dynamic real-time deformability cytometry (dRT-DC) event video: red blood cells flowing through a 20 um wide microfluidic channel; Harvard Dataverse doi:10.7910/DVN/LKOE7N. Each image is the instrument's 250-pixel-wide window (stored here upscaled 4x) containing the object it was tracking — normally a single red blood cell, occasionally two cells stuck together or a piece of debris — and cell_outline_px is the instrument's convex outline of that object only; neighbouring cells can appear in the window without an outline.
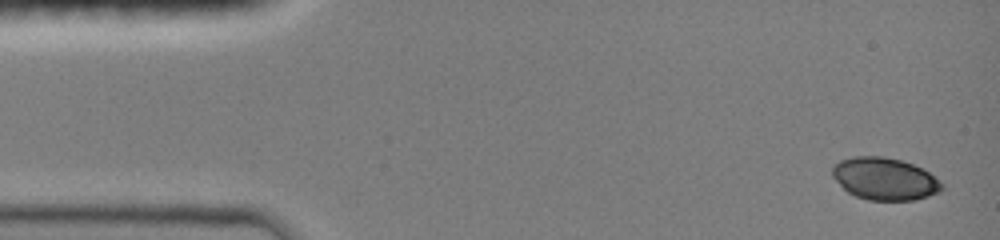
{"species": "common noctule bat (a hibernating species)", "species_latin": "Nyctalus noctula", "temperature_condition": "room temperature", "stored_images_in_passage": 7, "camera_frame_rate_fps": 3000, "um_per_image_px": 0.085, "animal": {"sex": "female", "body_mass_g": 19.0, "forearm_length_mm": 51.5}, "frame": {"image": 1, "passage_image": 1, "time_ms": 0.0, "image_size_px": [1000, 240], "cell_outline_px": [[944, 188], [940, 192], [928, 196], [912, 200], [868, 200], [856, 196], [848, 192], [832, 176], [832, 168], [840, 160], [852, 156], [884, 156], [900, 160], [912, 164], [928, 172], [944, 184]], "centroid_in_image_um": [75.2, 15.2], "position_along_channel_um": 9.8, "area_um2": 26.88}}
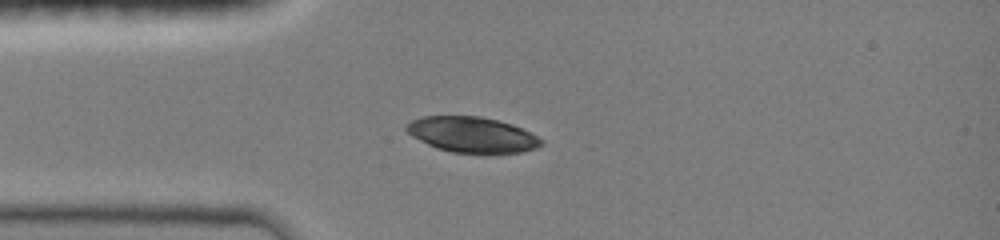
{"frame": {"image": 2, "passage_image": 5, "time_ms": 1.333, "image_size_px": [1000, 240], "cell_outline_px": [[544, 144], [536, 148], [524, 152], [488, 156], [452, 152], [436, 148], [412, 136], [404, 128], [404, 124], [412, 120], [424, 116], [480, 116], [512, 124], [544, 140]], "centroid_in_image_um": [40.16, 11.49], "position_along_channel_um": 44.8, "area_um2": 28.67}}
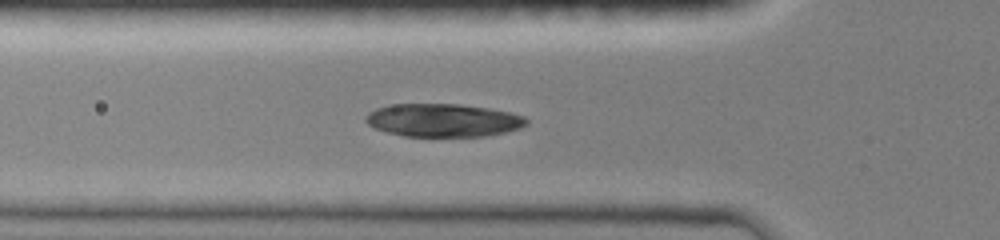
{"frame": {"image": 3, "passage_image": 7, "time_ms": 2.0, "image_size_px": [1000, 240], "cell_outline_px": [[528, 124], [520, 128], [504, 132], [484, 136], [404, 136], [388, 132], [376, 128], [368, 124], [364, 120], [364, 116], [368, 112], [376, 108], [392, 104], [460, 104], [488, 108], [508, 112], [524, 116], [528, 120]], "centroid_in_image_um": [37.65, 10.21], "position_along_channel_um": 88.2, "area_um2": 30.92}}